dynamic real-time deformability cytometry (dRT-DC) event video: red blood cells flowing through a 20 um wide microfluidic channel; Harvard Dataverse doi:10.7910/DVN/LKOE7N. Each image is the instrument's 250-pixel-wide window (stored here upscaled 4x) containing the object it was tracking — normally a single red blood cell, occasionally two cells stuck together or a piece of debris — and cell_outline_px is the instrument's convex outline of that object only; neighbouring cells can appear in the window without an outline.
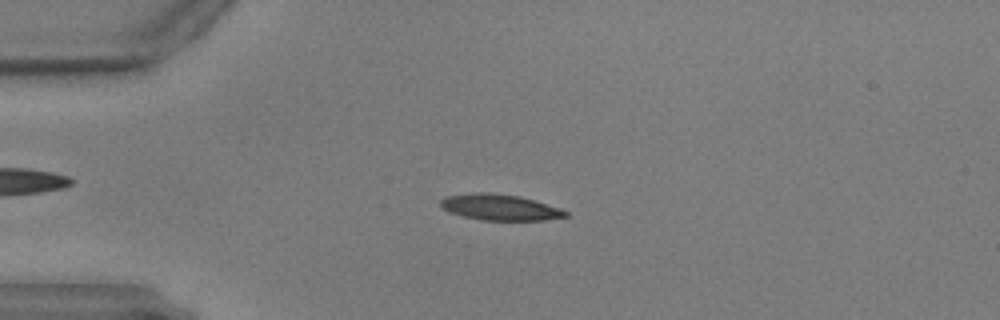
{"species": "common noctule bat (a hibernating species)", "species_latin": "Nyctalus noctula", "temperature_condition": "warm", "stored_images_in_passage": 58, "camera_frame_rate_fps": 3000, "um_per_image_px": 0.085, "animal": {"sex": "male", "body_mass_g": 17.9, "forearm_length_mm": 54.2}, "frame": {"image": 1, "passage_image": 14, "time_ms": 4.333, "image_size_px": [1000, 320], "cell_outline_px": [[568, 216], [544, 220], [480, 220], [448, 212], [440, 204], [440, 200], [444, 196], [476, 192], [488, 192], [520, 196], [560, 208], [568, 212]], "centroid_in_image_um": [42.47, 17.61], "position_along_channel_um": 42.5, "area_um2": 18.9}}
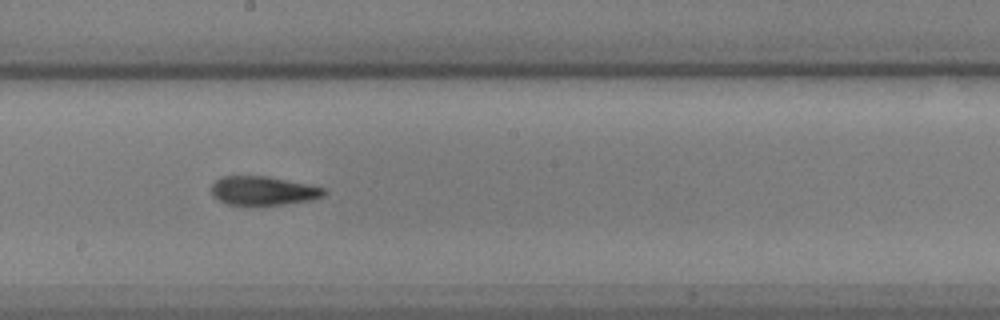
{"frame": {"image": 2, "passage_image": 32, "time_ms": 10.333, "image_size_px": [1000, 320], "cell_outline_px": [[328, 192], [324, 196], [312, 200], [284, 204], [224, 204], [212, 196], [212, 184], [220, 176], [268, 176], [328, 188]], "centroid_in_image_um": [22.41, 16.2], "position_along_channel_um": 225.8, "area_um2": 19.07}}
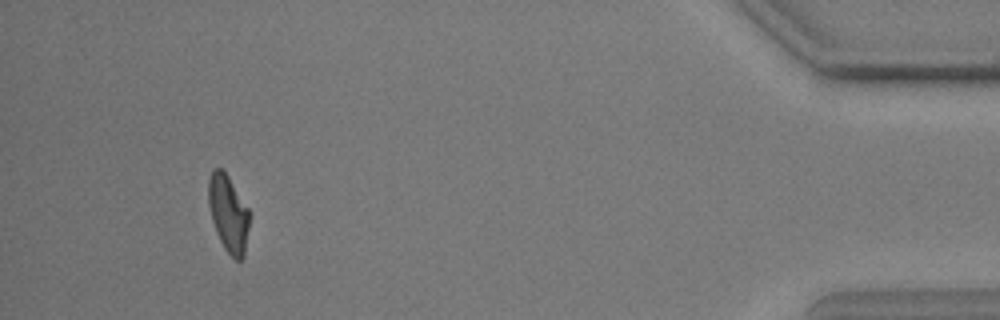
{"frame": {"image": 3, "passage_image": 54, "time_ms": 17.667, "image_size_px": [1000, 320], "cell_outline_px": [[248, 228], [244, 256], [240, 260], [236, 260], [224, 248], [216, 232], [212, 220], [208, 204], [208, 180], [212, 168], [220, 168], [228, 176], [248, 208]], "centroid_in_image_um": [19.38, 18.13], "position_along_channel_um": 415.8, "area_um2": 18.09}}